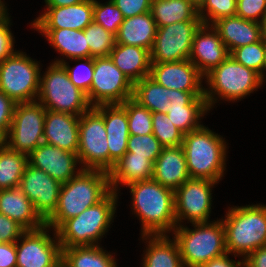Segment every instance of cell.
I'll list each match as a JSON object with an SVG mask.
<instances>
[{
    "label": "cell",
    "mask_w": 266,
    "mask_h": 267,
    "mask_svg": "<svg viewBox=\"0 0 266 267\" xmlns=\"http://www.w3.org/2000/svg\"><path fill=\"white\" fill-rule=\"evenodd\" d=\"M157 84L184 92H204V76L188 59L178 62L151 63L150 75Z\"/></svg>",
    "instance_id": "cell-18"
},
{
    "label": "cell",
    "mask_w": 266,
    "mask_h": 267,
    "mask_svg": "<svg viewBox=\"0 0 266 267\" xmlns=\"http://www.w3.org/2000/svg\"><path fill=\"white\" fill-rule=\"evenodd\" d=\"M118 192L111 191L102 201L80 215L66 220L57 230L61 249L98 245L113 220Z\"/></svg>",
    "instance_id": "cell-5"
},
{
    "label": "cell",
    "mask_w": 266,
    "mask_h": 267,
    "mask_svg": "<svg viewBox=\"0 0 266 267\" xmlns=\"http://www.w3.org/2000/svg\"><path fill=\"white\" fill-rule=\"evenodd\" d=\"M121 105L126 109L129 135L153 134L152 112L133 98L127 99Z\"/></svg>",
    "instance_id": "cell-37"
},
{
    "label": "cell",
    "mask_w": 266,
    "mask_h": 267,
    "mask_svg": "<svg viewBox=\"0 0 266 267\" xmlns=\"http://www.w3.org/2000/svg\"><path fill=\"white\" fill-rule=\"evenodd\" d=\"M236 3L237 0H206L198 9V16L202 24L212 25L220 18L235 16Z\"/></svg>",
    "instance_id": "cell-43"
},
{
    "label": "cell",
    "mask_w": 266,
    "mask_h": 267,
    "mask_svg": "<svg viewBox=\"0 0 266 267\" xmlns=\"http://www.w3.org/2000/svg\"><path fill=\"white\" fill-rule=\"evenodd\" d=\"M44 14L32 23L36 29H74L84 30L93 22V0L64 7H46Z\"/></svg>",
    "instance_id": "cell-21"
},
{
    "label": "cell",
    "mask_w": 266,
    "mask_h": 267,
    "mask_svg": "<svg viewBox=\"0 0 266 267\" xmlns=\"http://www.w3.org/2000/svg\"><path fill=\"white\" fill-rule=\"evenodd\" d=\"M190 1L197 9H199L205 3L206 0H190Z\"/></svg>",
    "instance_id": "cell-54"
},
{
    "label": "cell",
    "mask_w": 266,
    "mask_h": 267,
    "mask_svg": "<svg viewBox=\"0 0 266 267\" xmlns=\"http://www.w3.org/2000/svg\"><path fill=\"white\" fill-rule=\"evenodd\" d=\"M122 12L124 18L150 12L152 0H111Z\"/></svg>",
    "instance_id": "cell-47"
},
{
    "label": "cell",
    "mask_w": 266,
    "mask_h": 267,
    "mask_svg": "<svg viewBox=\"0 0 266 267\" xmlns=\"http://www.w3.org/2000/svg\"><path fill=\"white\" fill-rule=\"evenodd\" d=\"M226 146L223 137L203 125L184 134L182 147L190 177L220 181L226 169Z\"/></svg>",
    "instance_id": "cell-3"
},
{
    "label": "cell",
    "mask_w": 266,
    "mask_h": 267,
    "mask_svg": "<svg viewBox=\"0 0 266 267\" xmlns=\"http://www.w3.org/2000/svg\"><path fill=\"white\" fill-rule=\"evenodd\" d=\"M47 38L54 49L67 59L90 57L89 45L84 30L74 29H37Z\"/></svg>",
    "instance_id": "cell-31"
},
{
    "label": "cell",
    "mask_w": 266,
    "mask_h": 267,
    "mask_svg": "<svg viewBox=\"0 0 266 267\" xmlns=\"http://www.w3.org/2000/svg\"><path fill=\"white\" fill-rule=\"evenodd\" d=\"M109 57L133 84L150 75L151 56L147 49L115 43Z\"/></svg>",
    "instance_id": "cell-27"
},
{
    "label": "cell",
    "mask_w": 266,
    "mask_h": 267,
    "mask_svg": "<svg viewBox=\"0 0 266 267\" xmlns=\"http://www.w3.org/2000/svg\"><path fill=\"white\" fill-rule=\"evenodd\" d=\"M142 239L149 241L143 267H184L175 239H169L168 235H142Z\"/></svg>",
    "instance_id": "cell-30"
},
{
    "label": "cell",
    "mask_w": 266,
    "mask_h": 267,
    "mask_svg": "<svg viewBox=\"0 0 266 267\" xmlns=\"http://www.w3.org/2000/svg\"><path fill=\"white\" fill-rule=\"evenodd\" d=\"M62 263L66 267H117L115 258L99 245L64 248Z\"/></svg>",
    "instance_id": "cell-33"
},
{
    "label": "cell",
    "mask_w": 266,
    "mask_h": 267,
    "mask_svg": "<svg viewBox=\"0 0 266 267\" xmlns=\"http://www.w3.org/2000/svg\"><path fill=\"white\" fill-rule=\"evenodd\" d=\"M77 163L80 162L76 153L44 142L28 155V164L45 171L61 184L68 182L82 170L80 168L75 171Z\"/></svg>",
    "instance_id": "cell-17"
},
{
    "label": "cell",
    "mask_w": 266,
    "mask_h": 267,
    "mask_svg": "<svg viewBox=\"0 0 266 267\" xmlns=\"http://www.w3.org/2000/svg\"><path fill=\"white\" fill-rule=\"evenodd\" d=\"M194 229L183 225L173 230L184 267H199L227 253L225 228L222 220L192 223Z\"/></svg>",
    "instance_id": "cell-6"
},
{
    "label": "cell",
    "mask_w": 266,
    "mask_h": 267,
    "mask_svg": "<svg viewBox=\"0 0 266 267\" xmlns=\"http://www.w3.org/2000/svg\"><path fill=\"white\" fill-rule=\"evenodd\" d=\"M104 119L109 149V171L127 152L129 127L126 109L121 104L93 107Z\"/></svg>",
    "instance_id": "cell-22"
},
{
    "label": "cell",
    "mask_w": 266,
    "mask_h": 267,
    "mask_svg": "<svg viewBox=\"0 0 266 267\" xmlns=\"http://www.w3.org/2000/svg\"><path fill=\"white\" fill-rule=\"evenodd\" d=\"M46 110L80 116L92 108L87 94L77 88L62 64L52 63L40 76L38 98Z\"/></svg>",
    "instance_id": "cell-8"
},
{
    "label": "cell",
    "mask_w": 266,
    "mask_h": 267,
    "mask_svg": "<svg viewBox=\"0 0 266 267\" xmlns=\"http://www.w3.org/2000/svg\"><path fill=\"white\" fill-rule=\"evenodd\" d=\"M10 18L7 10L0 16V62L9 57L14 50V38L10 31Z\"/></svg>",
    "instance_id": "cell-45"
},
{
    "label": "cell",
    "mask_w": 266,
    "mask_h": 267,
    "mask_svg": "<svg viewBox=\"0 0 266 267\" xmlns=\"http://www.w3.org/2000/svg\"><path fill=\"white\" fill-rule=\"evenodd\" d=\"M150 12L157 28L176 22L201 21L190 0H152Z\"/></svg>",
    "instance_id": "cell-32"
},
{
    "label": "cell",
    "mask_w": 266,
    "mask_h": 267,
    "mask_svg": "<svg viewBox=\"0 0 266 267\" xmlns=\"http://www.w3.org/2000/svg\"><path fill=\"white\" fill-rule=\"evenodd\" d=\"M244 267H266V245L252 251L244 259Z\"/></svg>",
    "instance_id": "cell-50"
},
{
    "label": "cell",
    "mask_w": 266,
    "mask_h": 267,
    "mask_svg": "<svg viewBox=\"0 0 266 267\" xmlns=\"http://www.w3.org/2000/svg\"><path fill=\"white\" fill-rule=\"evenodd\" d=\"M56 267H66L62 262H60Z\"/></svg>",
    "instance_id": "cell-58"
},
{
    "label": "cell",
    "mask_w": 266,
    "mask_h": 267,
    "mask_svg": "<svg viewBox=\"0 0 266 267\" xmlns=\"http://www.w3.org/2000/svg\"><path fill=\"white\" fill-rule=\"evenodd\" d=\"M134 84L109 56L94 58V74L87 94L92 107L122 104L133 97Z\"/></svg>",
    "instance_id": "cell-10"
},
{
    "label": "cell",
    "mask_w": 266,
    "mask_h": 267,
    "mask_svg": "<svg viewBox=\"0 0 266 267\" xmlns=\"http://www.w3.org/2000/svg\"><path fill=\"white\" fill-rule=\"evenodd\" d=\"M16 103L0 90V126L7 132L12 123Z\"/></svg>",
    "instance_id": "cell-48"
},
{
    "label": "cell",
    "mask_w": 266,
    "mask_h": 267,
    "mask_svg": "<svg viewBox=\"0 0 266 267\" xmlns=\"http://www.w3.org/2000/svg\"><path fill=\"white\" fill-rule=\"evenodd\" d=\"M212 26L218 31L229 53L234 49L258 42L263 38V24L237 15L220 18Z\"/></svg>",
    "instance_id": "cell-25"
},
{
    "label": "cell",
    "mask_w": 266,
    "mask_h": 267,
    "mask_svg": "<svg viewBox=\"0 0 266 267\" xmlns=\"http://www.w3.org/2000/svg\"><path fill=\"white\" fill-rule=\"evenodd\" d=\"M171 89L157 84L149 76L134 83L133 99L150 112L168 113Z\"/></svg>",
    "instance_id": "cell-34"
},
{
    "label": "cell",
    "mask_w": 266,
    "mask_h": 267,
    "mask_svg": "<svg viewBox=\"0 0 266 267\" xmlns=\"http://www.w3.org/2000/svg\"><path fill=\"white\" fill-rule=\"evenodd\" d=\"M27 164V154L0 149V190L19 187Z\"/></svg>",
    "instance_id": "cell-35"
},
{
    "label": "cell",
    "mask_w": 266,
    "mask_h": 267,
    "mask_svg": "<svg viewBox=\"0 0 266 267\" xmlns=\"http://www.w3.org/2000/svg\"><path fill=\"white\" fill-rule=\"evenodd\" d=\"M78 159L82 169L109 172V149L103 117L92 107L80 115Z\"/></svg>",
    "instance_id": "cell-11"
},
{
    "label": "cell",
    "mask_w": 266,
    "mask_h": 267,
    "mask_svg": "<svg viewBox=\"0 0 266 267\" xmlns=\"http://www.w3.org/2000/svg\"><path fill=\"white\" fill-rule=\"evenodd\" d=\"M168 98L170 100L168 118L183 134L202 126L198 120L209 111L204 92H184L171 89V96Z\"/></svg>",
    "instance_id": "cell-19"
},
{
    "label": "cell",
    "mask_w": 266,
    "mask_h": 267,
    "mask_svg": "<svg viewBox=\"0 0 266 267\" xmlns=\"http://www.w3.org/2000/svg\"><path fill=\"white\" fill-rule=\"evenodd\" d=\"M93 21L116 36L121 23L124 21V16L111 0L106 4H100V2L93 0Z\"/></svg>",
    "instance_id": "cell-40"
},
{
    "label": "cell",
    "mask_w": 266,
    "mask_h": 267,
    "mask_svg": "<svg viewBox=\"0 0 266 267\" xmlns=\"http://www.w3.org/2000/svg\"><path fill=\"white\" fill-rule=\"evenodd\" d=\"M86 0H45L46 7H64L76 5Z\"/></svg>",
    "instance_id": "cell-52"
},
{
    "label": "cell",
    "mask_w": 266,
    "mask_h": 267,
    "mask_svg": "<svg viewBox=\"0 0 266 267\" xmlns=\"http://www.w3.org/2000/svg\"><path fill=\"white\" fill-rule=\"evenodd\" d=\"M152 178L174 192L191 178L182 145L163 147L154 162Z\"/></svg>",
    "instance_id": "cell-24"
},
{
    "label": "cell",
    "mask_w": 266,
    "mask_h": 267,
    "mask_svg": "<svg viewBox=\"0 0 266 267\" xmlns=\"http://www.w3.org/2000/svg\"><path fill=\"white\" fill-rule=\"evenodd\" d=\"M8 132L0 126V149L8 147Z\"/></svg>",
    "instance_id": "cell-53"
},
{
    "label": "cell",
    "mask_w": 266,
    "mask_h": 267,
    "mask_svg": "<svg viewBox=\"0 0 266 267\" xmlns=\"http://www.w3.org/2000/svg\"><path fill=\"white\" fill-rule=\"evenodd\" d=\"M0 213L15 220L26 230H38L45 221L19 187L0 190Z\"/></svg>",
    "instance_id": "cell-26"
},
{
    "label": "cell",
    "mask_w": 266,
    "mask_h": 267,
    "mask_svg": "<svg viewBox=\"0 0 266 267\" xmlns=\"http://www.w3.org/2000/svg\"><path fill=\"white\" fill-rule=\"evenodd\" d=\"M228 255L229 253H225L222 256L211 259L199 267H244L243 259L242 262L230 260Z\"/></svg>",
    "instance_id": "cell-51"
},
{
    "label": "cell",
    "mask_w": 266,
    "mask_h": 267,
    "mask_svg": "<svg viewBox=\"0 0 266 267\" xmlns=\"http://www.w3.org/2000/svg\"><path fill=\"white\" fill-rule=\"evenodd\" d=\"M264 51H265L264 70L266 71V37L265 36H264Z\"/></svg>",
    "instance_id": "cell-56"
},
{
    "label": "cell",
    "mask_w": 266,
    "mask_h": 267,
    "mask_svg": "<svg viewBox=\"0 0 266 267\" xmlns=\"http://www.w3.org/2000/svg\"><path fill=\"white\" fill-rule=\"evenodd\" d=\"M39 66L24 52L14 51L0 62V90L15 103L36 101L40 88Z\"/></svg>",
    "instance_id": "cell-9"
},
{
    "label": "cell",
    "mask_w": 266,
    "mask_h": 267,
    "mask_svg": "<svg viewBox=\"0 0 266 267\" xmlns=\"http://www.w3.org/2000/svg\"><path fill=\"white\" fill-rule=\"evenodd\" d=\"M17 254L15 243L0 242V267H16Z\"/></svg>",
    "instance_id": "cell-49"
},
{
    "label": "cell",
    "mask_w": 266,
    "mask_h": 267,
    "mask_svg": "<svg viewBox=\"0 0 266 267\" xmlns=\"http://www.w3.org/2000/svg\"><path fill=\"white\" fill-rule=\"evenodd\" d=\"M263 34L266 37V20H265V22L263 24Z\"/></svg>",
    "instance_id": "cell-57"
},
{
    "label": "cell",
    "mask_w": 266,
    "mask_h": 267,
    "mask_svg": "<svg viewBox=\"0 0 266 267\" xmlns=\"http://www.w3.org/2000/svg\"><path fill=\"white\" fill-rule=\"evenodd\" d=\"M79 119L80 116L46 110L43 142L77 154Z\"/></svg>",
    "instance_id": "cell-23"
},
{
    "label": "cell",
    "mask_w": 266,
    "mask_h": 267,
    "mask_svg": "<svg viewBox=\"0 0 266 267\" xmlns=\"http://www.w3.org/2000/svg\"><path fill=\"white\" fill-rule=\"evenodd\" d=\"M72 60H81L84 63H81L72 69L69 66L68 62L66 63L63 59H57L56 61H54V63L62 64L69 75L70 81L77 88L88 94L93 80L94 58L88 57L83 59H71V61Z\"/></svg>",
    "instance_id": "cell-41"
},
{
    "label": "cell",
    "mask_w": 266,
    "mask_h": 267,
    "mask_svg": "<svg viewBox=\"0 0 266 267\" xmlns=\"http://www.w3.org/2000/svg\"><path fill=\"white\" fill-rule=\"evenodd\" d=\"M222 219L225 228L227 253L244 259L266 245V206L231 207ZM236 255V256H235Z\"/></svg>",
    "instance_id": "cell-4"
},
{
    "label": "cell",
    "mask_w": 266,
    "mask_h": 267,
    "mask_svg": "<svg viewBox=\"0 0 266 267\" xmlns=\"http://www.w3.org/2000/svg\"><path fill=\"white\" fill-rule=\"evenodd\" d=\"M157 26L151 12L124 18L116 37L117 44L132 45L151 51Z\"/></svg>",
    "instance_id": "cell-28"
},
{
    "label": "cell",
    "mask_w": 266,
    "mask_h": 267,
    "mask_svg": "<svg viewBox=\"0 0 266 267\" xmlns=\"http://www.w3.org/2000/svg\"><path fill=\"white\" fill-rule=\"evenodd\" d=\"M111 191L107 172L82 169L76 176L62 184L57 208L45 221V225L48 229L56 231L66 220L96 205Z\"/></svg>",
    "instance_id": "cell-1"
},
{
    "label": "cell",
    "mask_w": 266,
    "mask_h": 267,
    "mask_svg": "<svg viewBox=\"0 0 266 267\" xmlns=\"http://www.w3.org/2000/svg\"><path fill=\"white\" fill-rule=\"evenodd\" d=\"M236 15L245 20L264 24L266 20V0H237Z\"/></svg>",
    "instance_id": "cell-44"
},
{
    "label": "cell",
    "mask_w": 266,
    "mask_h": 267,
    "mask_svg": "<svg viewBox=\"0 0 266 267\" xmlns=\"http://www.w3.org/2000/svg\"><path fill=\"white\" fill-rule=\"evenodd\" d=\"M230 55L218 31L212 26L201 24L194 34L189 60L205 76Z\"/></svg>",
    "instance_id": "cell-20"
},
{
    "label": "cell",
    "mask_w": 266,
    "mask_h": 267,
    "mask_svg": "<svg viewBox=\"0 0 266 267\" xmlns=\"http://www.w3.org/2000/svg\"><path fill=\"white\" fill-rule=\"evenodd\" d=\"M154 163L147 157L134 156L126 152L108 172L112 191H118V185L152 179Z\"/></svg>",
    "instance_id": "cell-29"
},
{
    "label": "cell",
    "mask_w": 266,
    "mask_h": 267,
    "mask_svg": "<svg viewBox=\"0 0 266 267\" xmlns=\"http://www.w3.org/2000/svg\"><path fill=\"white\" fill-rule=\"evenodd\" d=\"M46 108L37 100L16 103L8 131V148L29 155L43 143Z\"/></svg>",
    "instance_id": "cell-12"
},
{
    "label": "cell",
    "mask_w": 266,
    "mask_h": 267,
    "mask_svg": "<svg viewBox=\"0 0 266 267\" xmlns=\"http://www.w3.org/2000/svg\"><path fill=\"white\" fill-rule=\"evenodd\" d=\"M215 184L217 182L208 179L190 178L175 191L177 226L183 219L190 223L210 222L211 192Z\"/></svg>",
    "instance_id": "cell-15"
},
{
    "label": "cell",
    "mask_w": 266,
    "mask_h": 267,
    "mask_svg": "<svg viewBox=\"0 0 266 267\" xmlns=\"http://www.w3.org/2000/svg\"><path fill=\"white\" fill-rule=\"evenodd\" d=\"M201 24L202 21H184L158 27L150 51L151 63L188 60L194 34Z\"/></svg>",
    "instance_id": "cell-13"
},
{
    "label": "cell",
    "mask_w": 266,
    "mask_h": 267,
    "mask_svg": "<svg viewBox=\"0 0 266 267\" xmlns=\"http://www.w3.org/2000/svg\"><path fill=\"white\" fill-rule=\"evenodd\" d=\"M84 34L89 45L90 57H106L115 46L116 37L96 22L90 23Z\"/></svg>",
    "instance_id": "cell-36"
},
{
    "label": "cell",
    "mask_w": 266,
    "mask_h": 267,
    "mask_svg": "<svg viewBox=\"0 0 266 267\" xmlns=\"http://www.w3.org/2000/svg\"><path fill=\"white\" fill-rule=\"evenodd\" d=\"M62 184L30 164L25 167L19 188L46 221L56 210Z\"/></svg>",
    "instance_id": "cell-16"
},
{
    "label": "cell",
    "mask_w": 266,
    "mask_h": 267,
    "mask_svg": "<svg viewBox=\"0 0 266 267\" xmlns=\"http://www.w3.org/2000/svg\"><path fill=\"white\" fill-rule=\"evenodd\" d=\"M163 146L153 134L129 135L127 152L134 156L147 157L153 163L161 154Z\"/></svg>",
    "instance_id": "cell-42"
},
{
    "label": "cell",
    "mask_w": 266,
    "mask_h": 267,
    "mask_svg": "<svg viewBox=\"0 0 266 267\" xmlns=\"http://www.w3.org/2000/svg\"><path fill=\"white\" fill-rule=\"evenodd\" d=\"M204 77L209 85V89H204L209 110L218 100L215 95L226 101H237L253 93L264 82L257 72L240 64L231 55Z\"/></svg>",
    "instance_id": "cell-7"
},
{
    "label": "cell",
    "mask_w": 266,
    "mask_h": 267,
    "mask_svg": "<svg viewBox=\"0 0 266 267\" xmlns=\"http://www.w3.org/2000/svg\"><path fill=\"white\" fill-rule=\"evenodd\" d=\"M152 130L163 147L182 145L184 134L172 123L167 114L152 112Z\"/></svg>",
    "instance_id": "cell-38"
},
{
    "label": "cell",
    "mask_w": 266,
    "mask_h": 267,
    "mask_svg": "<svg viewBox=\"0 0 266 267\" xmlns=\"http://www.w3.org/2000/svg\"><path fill=\"white\" fill-rule=\"evenodd\" d=\"M47 228L45 225L38 230H27L16 241V267H56L62 262V249L57 233L55 231L52 238L47 233Z\"/></svg>",
    "instance_id": "cell-14"
},
{
    "label": "cell",
    "mask_w": 266,
    "mask_h": 267,
    "mask_svg": "<svg viewBox=\"0 0 266 267\" xmlns=\"http://www.w3.org/2000/svg\"><path fill=\"white\" fill-rule=\"evenodd\" d=\"M230 55L240 64L257 72L264 78V35L263 38L249 45H244L234 49Z\"/></svg>",
    "instance_id": "cell-39"
},
{
    "label": "cell",
    "mask_w": 266,
    "mask_h": 267,
    "mask_svg": "<svg viewBox=\"0 0 266 267\" xmlns=\"http://www.w3.org/2000/svg\"><path fill=\"white\" fill-rule=\"evenodd\" d=\"M6 6L3 1L0 0V16L6 11Z\"/></svg>",
    "instance_id": "cell-55"
},
{
    "label": "cell",
    "mask_w": 266,
    "mask_h": 267,
    "mask_svg": "<svg viewBox=\"0 0 266 267\" xmlns=\"http://www.w3.org/2000/svg\"><path fill=\"white\" fill-rule=\"evenodd\" d=\"M132 209L142 222V235H167L177 226L175 192L153 178L130 183Z\"/></svg>",
    "instance_id": "cell-2"
},
{
    "label": "cell",
    "mask_w": 266,
    "mask_h": 267,
    "mask_svg": "<svg viewBox=\"0 0 266 267\" xmlns=\"http://www.w3.org/2000/svg\"><path fill=\"white\" fill-rule=\"evenodd\" d=\"M27 230L15 220L0 213V242L15 243Z\"/></svg>",
    "instance_id": "cell-46"
}]
</instances>
